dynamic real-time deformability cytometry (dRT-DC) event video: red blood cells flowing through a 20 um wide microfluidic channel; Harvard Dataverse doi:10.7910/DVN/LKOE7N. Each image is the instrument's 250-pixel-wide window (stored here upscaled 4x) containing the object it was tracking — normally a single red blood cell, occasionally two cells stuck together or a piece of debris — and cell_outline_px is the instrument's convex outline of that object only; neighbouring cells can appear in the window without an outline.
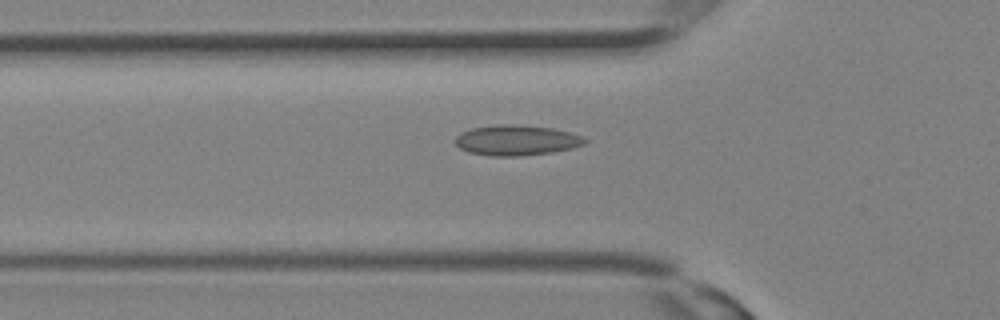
{"species": "Egyptian fruit bat (a non-hibernating species)", "species_latin": "Rousettus aegyptiacus", "temperature_condition": "room temperature", "stored_images_in_passage": 32, "camera_frame_rate_fps": 3000, "um_per_image_px": 0.085, "animal": {"sex": "female"}, "frame": {"image": 1, "passage_image": 11, "time_ms": 3.333, "image_size_px": [1000, 320], "cell_outline_px": [[588, 140], [584, 144], [572, 148], [552, 152], [520, 156], [488, 156], [468, 152], [460, 148], [456, 144], [456, 136], [460, 132], [472, 128], [500, 124], [512, 124], [552, 128], [572, 132], [584, 136]], "centroid_in_image_um": [43.92, 11.92], "position_along_channel_um": 81.9, "area_um2": 23.06}}
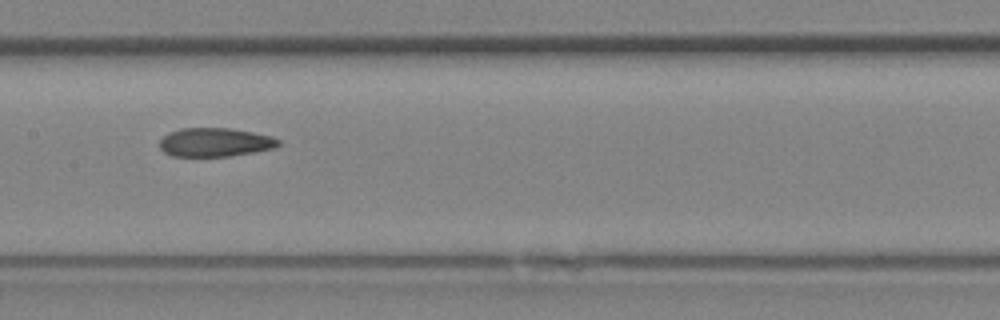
{"frame": {"image": 2, "passage_image": 16, "time_ms": 5.0, "image_size_px": [1000, 320], "cell_outline_px": [[280, 144], [276, 148], [228, 156], [172, 156], [164, 152], [160, 148], [160, 140], [168, 132], [180, 128], [228, 128], [252, 132], [272, 136], [280, 140]], "centroid_in_image_um": [18.27, 12.09], "position_along_channel_um": 189.1, "area_um2": 19.88}}
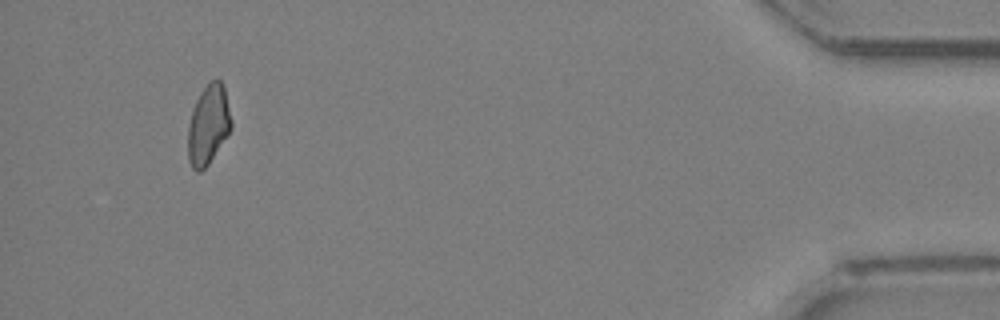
{"frame": {"image": 3, "passage_image": 30, "time_ms": 9.667, "image_size_px": [1000, 320], "cell_outline_px": [[232, 128], [208, 164], [200, 172], [196, 172], [192, 168], [188, 160], [188, 124], [196, 100], [200, 92], [212, 80], [220, 80], [224, 88], [232, 120]], "centroid_in_image_um": [17.7, 10.63], "position_along_channel_um": 417.5, "area_um2": 19.88}}